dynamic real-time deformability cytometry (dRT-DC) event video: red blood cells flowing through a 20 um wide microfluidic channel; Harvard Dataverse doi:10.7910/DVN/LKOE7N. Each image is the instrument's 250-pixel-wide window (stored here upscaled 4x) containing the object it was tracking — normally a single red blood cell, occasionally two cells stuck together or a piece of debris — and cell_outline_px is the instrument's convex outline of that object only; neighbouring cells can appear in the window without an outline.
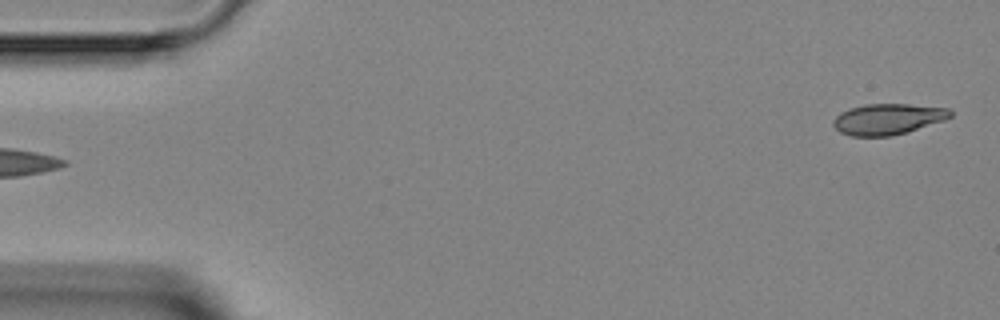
{"species": "Egyptian fruit bat (a non-hibernating species)", "species_latin": "Rousettus aegyptiacus", "temperature_condition": "room temperature", "stored_images_in_passage": 4, "camera_frame_rate_fps": 3000, "um_per_image_px": 0.085, "animal": {"sex": "female"}, "frame": {"image": 1, "passage_image": 4, "time_ms": 4.333, "image_size_px": [1000, 320], "cell_outline_px": [[952, 116], [944, 120], [908, 132], [892, 136], [852, 136], [840, 132], [832, 124], [832, 120], [840, 112], [848, 108], [864, 104], [908, 104], [948, 108], [952, 112]], "centroid_in_image_um": [75.44, 10.12], "position_along_channel_um": 9.6, "area_um2": 21.21}}